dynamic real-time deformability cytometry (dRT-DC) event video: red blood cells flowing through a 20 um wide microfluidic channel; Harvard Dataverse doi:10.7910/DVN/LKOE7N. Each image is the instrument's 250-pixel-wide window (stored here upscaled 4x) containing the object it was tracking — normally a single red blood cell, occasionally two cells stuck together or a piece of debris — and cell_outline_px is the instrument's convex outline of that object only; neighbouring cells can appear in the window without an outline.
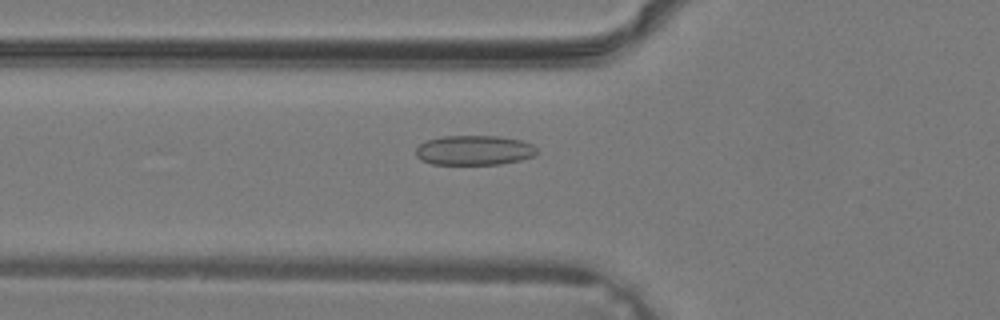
{"species": "common noctule bat (a hibernating species)", "species_latin": "Nyctalus noctula", "temperature_condition": "warm", "stored_images_in_passage": 39, "camera_frame_rate_fps": 3000, "um_per_image_px": 0.085, "animal": {"sex": "male", "body_mass_g": 19.2, "forearm_length_mm": 51.8}, "frame": {"image": 1, "passage_image": 15, "time_ms": 4.667, "image_size_px": [1000, 320], "cell_outline_px": [[536, 152], [532, 156], [520, 160], [500, 164], [432, 164], [420, 160], [416, 156], [416, 148], [420, 144], [428, 140], [444, 136], [500, 136], [520, 140], [532, 144], [536, 148]], "centroid_in_image_um": [40.28, 12.77], "position_along_channel_um": 85.5, "area_um2": 20.87}}
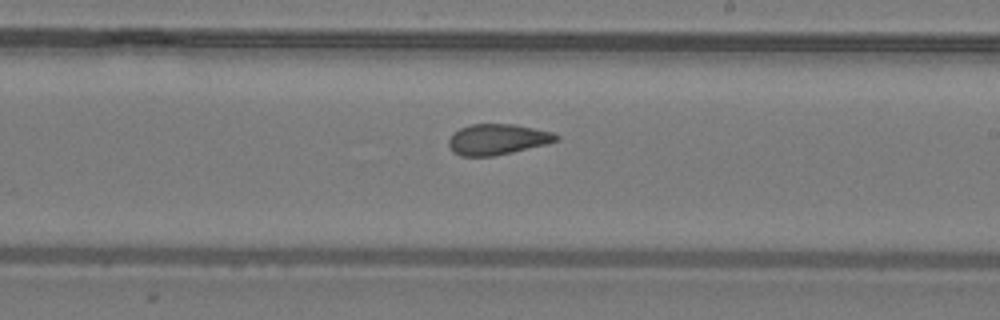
{"frame": {"image": 2, "passage_image": 24, "time_ms": 7.667, "image_size_px": [1000, 320], "cell_outline_px": [[560, 136], [556, 140], [544, 144], [512, 152], [492, 156], [460, 156], [452, 152], [448, 144], [448, 140], [460, 128], [472, 124], [516, 124], [552, 132]], "centroid_in_image_um": [42.25, 11.84], "position_along_channel_um": 246.8, "area_um2": 19.02}}
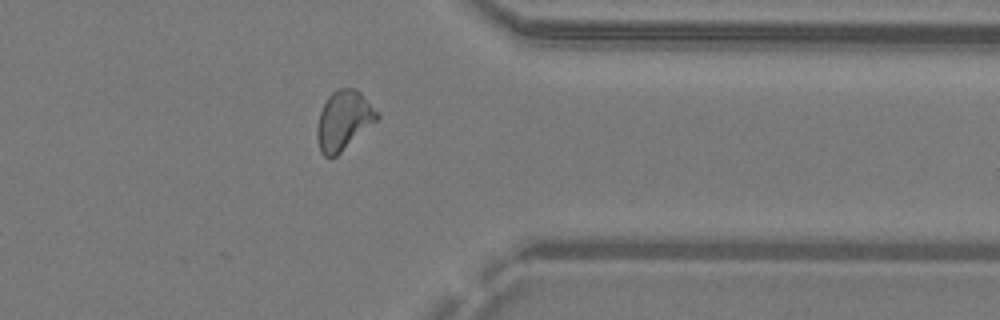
{"frame": {"image": 3, "passage_image": 32, "time_ms": 10.333, "image_size_px": [1000, 320], "cell_outline_px": [[380, 116], [376, 120], [336, 156], [324, 156], [320, 152], [316, 136], [316, 128], [320, 112], [328, 96], [332, 92], [340, 88], [356, 88], [360, 92]], "centroid_in_image_um": [29.16, 10.22], "position_along_channel_um": 382.2, "area_um2": 20.23}}